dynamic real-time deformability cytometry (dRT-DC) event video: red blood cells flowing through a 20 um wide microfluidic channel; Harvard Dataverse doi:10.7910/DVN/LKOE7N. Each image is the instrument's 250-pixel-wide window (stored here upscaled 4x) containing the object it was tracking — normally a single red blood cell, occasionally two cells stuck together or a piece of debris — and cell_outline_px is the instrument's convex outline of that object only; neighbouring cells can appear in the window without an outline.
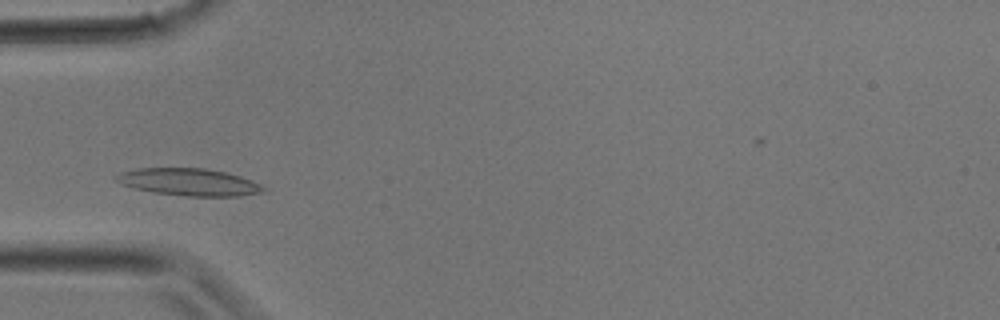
{"species": "common noctule bat (a hibernating species)", "species_latin": "Nyctalus noctula", "temperature_condition": "room temperature", "stored_images_in_passage": 28, "camera_frame_rate_fps": 3000, "um_per_image_px": 0.085, "animal": {"sex": "male", "body_mass_g": 17.9}, "frame": {"image": 1, "passage_image": 6, "time_ms": 1.667, "image_size_px": [1000, 320], "cell_outline_px": [[268, 192], [240, 196], [184, 196], [152, 192], [132, 188], [120, 184], [112, 180], [112, 176], [120, 172], [136, 168], [204, 168], [224, 172], [240, 176], [252, 180], [268, 188]], "centroid_in_image_um": [16.03, 15.48], "position_along_channel_um": 69.0, "area_um2": 23.87}}
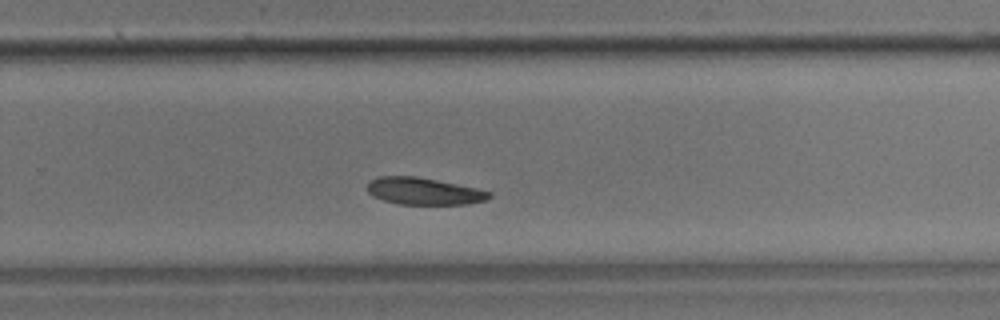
{"frame": {"image": 2, "passage_image": 17, "time_ms": 5.333, "image_size_px": [1000, 320], "cell_outline_px": [[492, 196], [488, 200], [468, 204], [400, 204], [384, 200], [372, 196], [368, 192], [368, 180], [376, 176], [416, 176], [476, 188], [492, 192]], "centroid_in_image_um": [36.02, 16.25], "position_along_channel_um": 293.8, "area_um2": 19.25}}
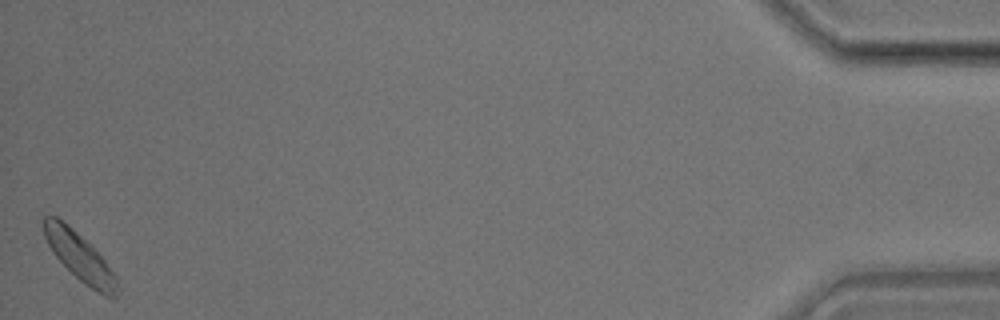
{"frame": {"image": 3, "passage_image": 28, "time_ms": 9.0, "image_size_px": [1000, 320], "cell_outline_px": [[120, 292], [112, 300], [104, 296], [84, 284], [52, 252], [44, 236], [40, 224], [40, 220], [44, 216], [56, 216], [68, 224], [104, 260], [116, 276], [120, 288]], "centroid_in_image_um": [6.76, 21.84], "position_along_channel_um": 428.4, "area_um2": 20.52}}